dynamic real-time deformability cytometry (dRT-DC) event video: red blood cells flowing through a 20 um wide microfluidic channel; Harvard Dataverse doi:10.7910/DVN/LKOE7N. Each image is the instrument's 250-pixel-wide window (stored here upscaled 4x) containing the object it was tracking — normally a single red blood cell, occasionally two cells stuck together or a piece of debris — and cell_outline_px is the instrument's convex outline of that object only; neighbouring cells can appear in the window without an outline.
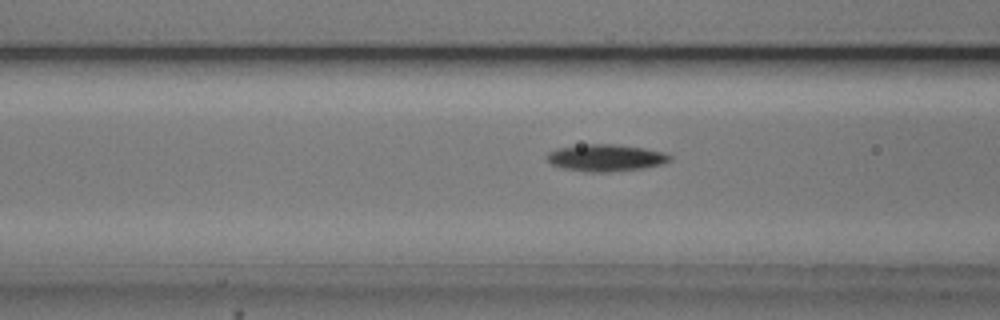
{"species": "common noctule bat (a hibernating species)", "species_latin": "Nyctalus noctula", "temperature_condition": "cold", "stored_images_in_passage": 54, "camera_frame_rate_fps": 3000, "um_per_image_px": 0.085, "animal": {"sex": "male", "body_mass_g": 20.5, "forearm_length_mm": 52.5}, "frame": {"image": 1, "passage_image": 21, "time_ms": 6.667, "image_size_px": [1000, 320], "cell_outline_px": [[672, 160], [660, 164], [644, 168], [608, 172], [588, 172], [564, 168], [552, 164], [548, 160], [548, 152], [556, 148], [588, 144], [616, 144], [644, 148], [664, 152], [672, 156]], "centroid_in_image_um": [51.52, 13.41], "position_along_channel_um": 115.1, "area_um2": 19.19}}
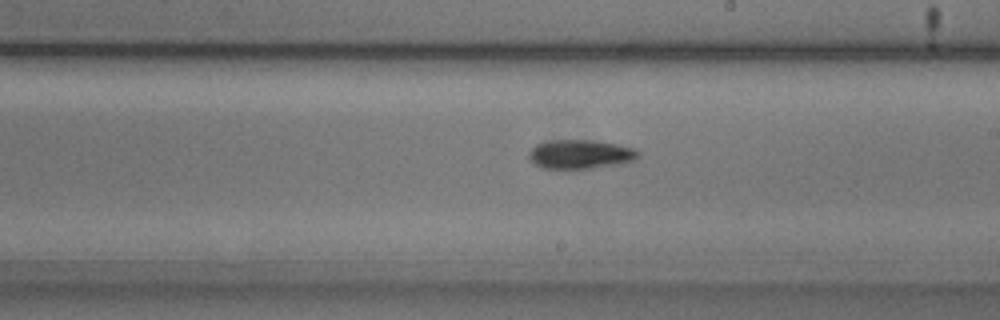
{"frame": {"image": 2, "passage_image": 31, "time_ms": 10.0, "image_size_px": [1000, 320], "cell_outline_px": [[640, 156], [636, 160], [616, 164], [592, 168], [540, 168], [528, 160], [528, 152], [536, 144], [544, 140], [596, 140], [636, 148], [640, 152]], "centroid_in_image_um": [49.3, 13.1], "position_along_channel_um": 239.7, "area_um2": 18.79}}
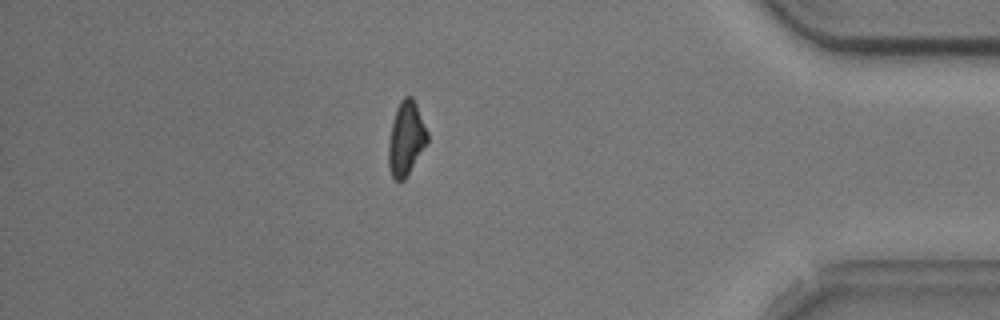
{"frame": {"image": 3, "passage_image": 47, "time_ms": 15.333, "image_size_px": [1000, 320], "cell_outline_px": [[428, 140], [404, 180], [396, 180], [392, 176], [388, 164], [388, 144], [392, 124], [396, 108], [400, 100], [404, 96], [412, 96], [416, 104], [428, 132]], "centroid_in_image_um": [34.5, 11.74], "position_along_channel_um": 400.7, "area_um2": 16.47}, "authors_computed_cell_mechanics": {"area_um2": 17.7446, "velocity_mm_per_s": 3.7351, "shape_relaxation_time_tau1_ms": 3.2785, "shape_relaxation_time_tau2_ms": null, "deformation_change_tau1": 0.1517, "deformation_change_tau2": null}}